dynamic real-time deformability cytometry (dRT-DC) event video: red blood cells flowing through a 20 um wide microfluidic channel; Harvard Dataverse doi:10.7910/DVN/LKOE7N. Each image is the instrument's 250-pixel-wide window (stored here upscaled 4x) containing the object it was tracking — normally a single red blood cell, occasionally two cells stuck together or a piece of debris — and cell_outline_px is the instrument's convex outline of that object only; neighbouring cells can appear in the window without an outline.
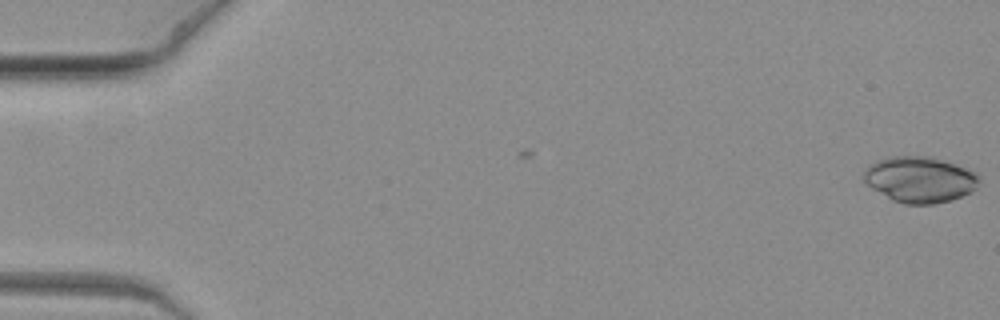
{"species": "common noctule bat (a hibernating species)", "species_latin": "Nyctalus noctula", "temperature_condition": "warm", "stored_images_in_passage": 3, "camera_frame_rate_fps": 3000, "um_per_image_px": 0.085, "animal": {"sex": "female", "body_mass_g": 19.3, "forearm_length_mm": 54.1}, "frame": {"image": 1, "passage_image": 1, "time_ms": 0.0, "image_size_px": [1000, 320], "cell_outline_px": [[980, 184], [976, 188], [960, 196], [948, 200], [932, 204], [904, 204], [892, 200], [872, 188], [864, 180], [864, 168], [868, 164], [876, 160], [888, 156], [932, 156], [964, 168], [980, 176]], "centroid_in_image_um": [78.14, 15.24], "position_along_channel_um": 6.9, "area_um2": 30.75}}